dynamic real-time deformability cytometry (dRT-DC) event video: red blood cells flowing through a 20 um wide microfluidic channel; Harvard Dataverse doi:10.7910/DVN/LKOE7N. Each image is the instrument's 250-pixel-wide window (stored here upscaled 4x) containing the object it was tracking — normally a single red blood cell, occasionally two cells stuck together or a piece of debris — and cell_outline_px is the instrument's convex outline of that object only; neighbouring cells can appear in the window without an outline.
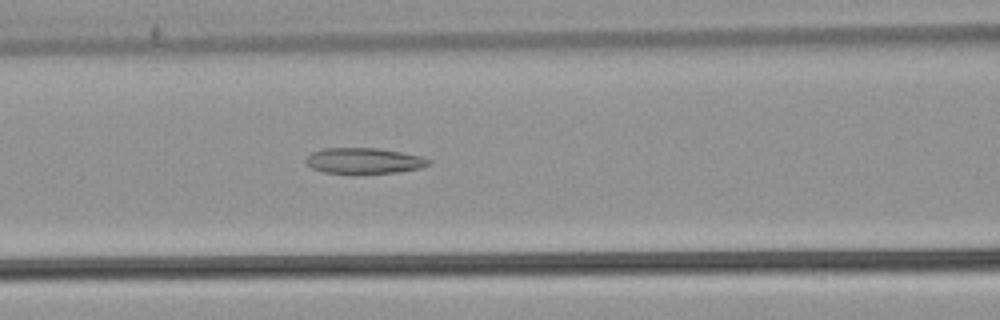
{"species": "common noctule bat (a hibernating species)", "species_latin": "Nyctalus noctula", "temperature_condition": "warm", "stored_images_in_passage": 50, "camera_frame_rate_fps": 3000, "um_per_image_px": 0.085, "animal": {"sex": "male", "body_mass_g": 21.5, "forearm_length_mm": 52.0}, "frame": {"image": 1, "passage_image": 20, "time_ms": 6.333, "image_size_px": [1000, 320], "cell_outline_px": [[432, 164], [420, 168], [396, 172], [356, 176], [324, 172], [312, 168], [304, 160], [312, 152], [324, 148], [376, 148], [400, 152], [420, 156], [432, 160]], "centroid_in_image_um": [30.93, 13.7], "position_along_channel_um": 135.7, "area_um2": 19.02}}
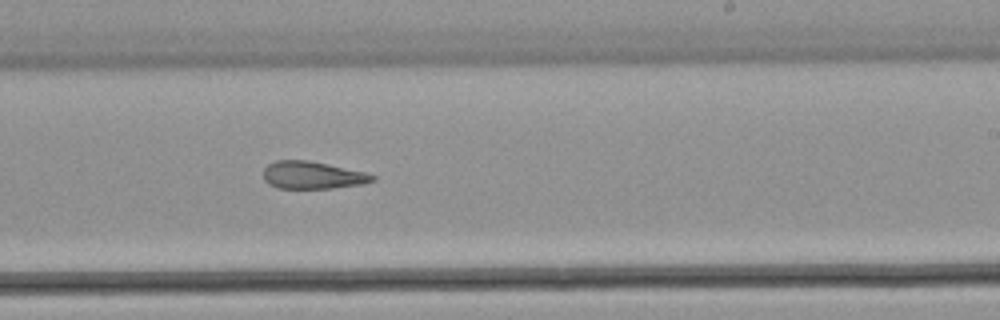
{"frame": {"image": 2, "passage_image": 30, "time_ms": 9.667, "image_size_px": [1000, 320], "cell_outline_px": [[376, 180], [364, 184], [332, 188], [276, 188], [268, 184], [264, 180], [264, 168], [268, 164], [276, 160], [308, 160], [364, 172], [376, 176]], "centroid_in_image_um": [26.55, 14.89], "position_along_channel_um": 262.5, "area_um2": 17.46}}
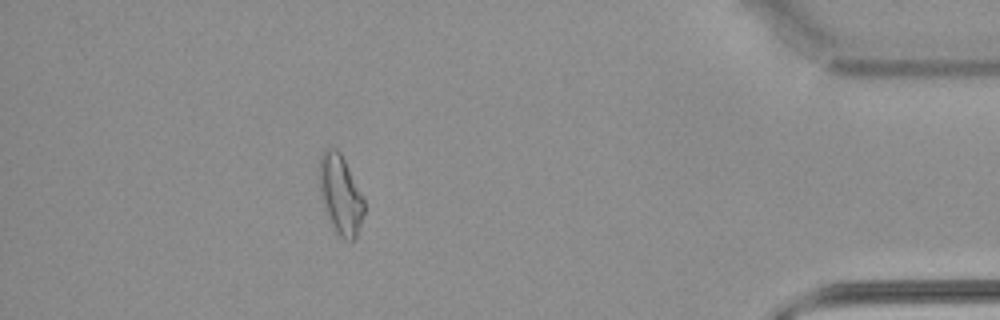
{"frame": {"image": 3, "passage_image": 45, "time_ms": 14.667, "image_size_px": [1000, 320], "cell_outline_px": [[364, 212], [356, 236], [352, 240], [344, 240], [336, 232], [328, 216], [320, 196], [316, 168], [320, 156], [324, 148], [336, 148], [340, 152], [364, 196]], "centroid_in_image_um": [28.9, 16.46], "position_along_channel_um": 406.3, "area_um2": 21.04}, "authors_computed_cell_mechanics": {"area_um2": 19.5942, "velocity_mm_per_s": 3.8165, "shape_relaxation_time_tau1_ms": null, "shape_relaxation_time_tau2_ms": 4.4267, "deformation_change_tau1": null, "deformation_change_tau2": 0.1537}}